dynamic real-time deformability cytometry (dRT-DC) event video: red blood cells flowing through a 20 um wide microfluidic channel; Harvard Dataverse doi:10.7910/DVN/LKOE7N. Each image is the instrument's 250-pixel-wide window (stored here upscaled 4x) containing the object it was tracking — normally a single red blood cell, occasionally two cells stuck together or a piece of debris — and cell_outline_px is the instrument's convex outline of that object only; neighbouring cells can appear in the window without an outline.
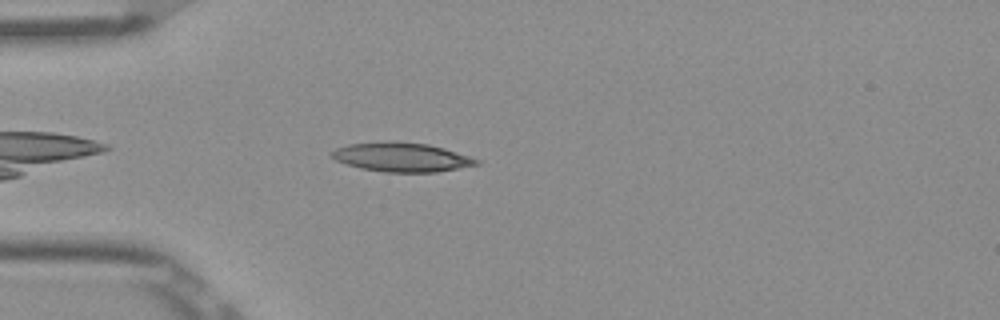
{"species": "Egyptian fruit bat (a non-hibernating species)", "species_latin": "Rousettus aegyptiacus", "temperature_condition": "room temperature", "stored_images_in_passage": 41, "camera_frame_rate_fps": 3000, "um_per_image_px": 0.085, "frame": {"image": 1, "passage_image": 4, "time_ms": 1.0, "image_size_px": [1000, 320], "cell_outline_px": [[480, 164], [436, 172], [384, 172], [360, 168], [336, 160], [332, 156], [332, 152], [336, 148], [348, 144], [388, 140], [396, 140], [428, 144], [444, 148], [480, 160]], "centroid_in_image_um": [34.13, 13.34], "position_along_channel_um": 50.9, "area_um2": 24.62}}
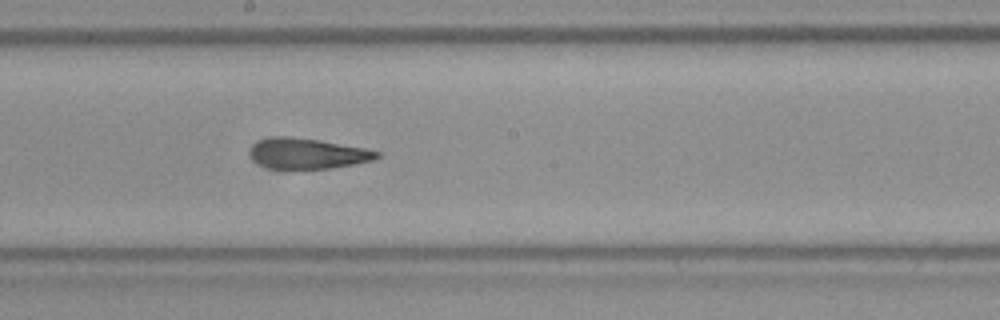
{"frame": {"image": 2, "passage_image": 18, "time_ms": 5.667, "image_size_px": [1000, 320], "cell_outline_px": [[380, 156], [372, 160], [356, 164], [332, 168], [268, 168], [252, 160], [252, 148], [260, 140], [272, 136], [288, 136], [320, 140], [364, 148], [380, 152]], "centroid_in_image_um": [26.18, 13.04], "position_along_channel_um": 222.0, "area_um2": 22.25}}
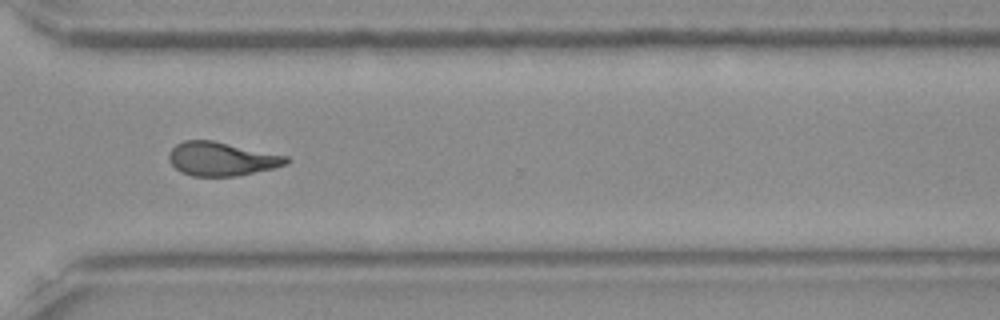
{"frame": {"image": 3, "passage_image": 28, "time_ms": 9.0, "image_size_px": [1000, 320], "cell_outline_px": [[292, 160], [288, 164], [272, 168], [236, 176], [192, 176], [180, 172], [168, 160], [168, 152], [176, 144], [184, 140], [212, 140], [288, 156]], "centroid_in_image_um": [18.82, 13.5], "position_along_channel_um": 351.8, "area_um2": 23.12}, "authors_computed_cell_mechanics": {"area_um2": 23.0622, "velocity_mm_per_s": 3.9, "shape_relaxation_time_tau1_ms": 5.9123, "shape_relaxation_time_tau2_ms": 2.6184, "deformation_change_tau1": 0.1642, "deformation_change_tau2": 0.1135}}